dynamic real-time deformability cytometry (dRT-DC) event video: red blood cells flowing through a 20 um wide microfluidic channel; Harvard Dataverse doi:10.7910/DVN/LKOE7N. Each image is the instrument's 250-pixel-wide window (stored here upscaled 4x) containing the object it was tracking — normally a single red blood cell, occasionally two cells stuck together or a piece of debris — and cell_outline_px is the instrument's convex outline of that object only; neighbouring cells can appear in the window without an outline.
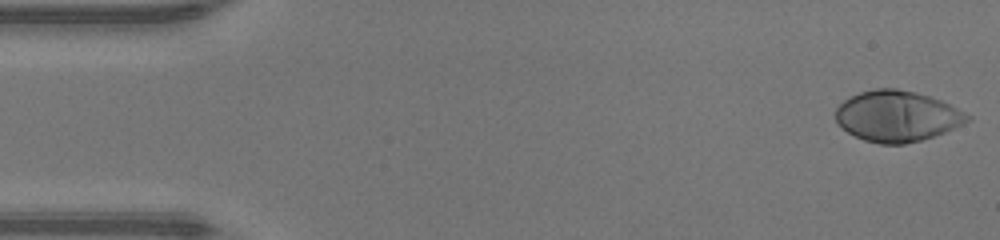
{"species": "human", "species_latin": "Homo sapiens", "temperature_condition": "warm", "stored_images_in_passage": 46, "camera_frame_rate_fps": 3000, "um_per_image_px": 0.085, "donor": {"sex": "male"}, "frame": {"image": 1, "passage_image": 1, "time_ms": 0.0, "image_size_px": [1000, 240], "cell_outline_px": [[972, 120], [944, 132], [920, 140], [904, 144], [880, 144], [864, 140], [848, 132], [836, 120], [836, 108], [844, 100], [860, 92], [876, 88], [896, 88], [916, 92], [940, 100], [972, 116]], "centroid_in_image_um": [76.26, 9.87], "position_along_channel_um": 8.7, "area_um2": 38.67}}
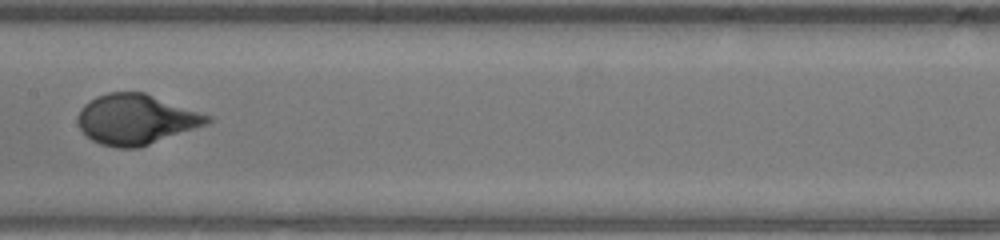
{"frame": {"image": 2, "passage_image": 23, "time_ms": 7.333, "image_size_px": [1000, 240], "cell_outline_px": [[212, 120], [208, 124], [140, 148], [120, 148], [100, 144], [92, 140], [80, 128], [76, 120], [80, 108], [84, 104], [96, 96], [108, 92], [144, 92], [212, 116]], "centroid_in_image_um": [11.56, 10.15], "position_along_channel_um": 195.8, "area_um2": 38.03}}
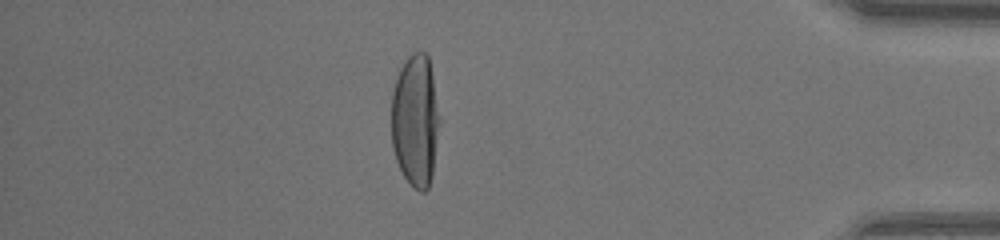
{"frame": {"image": 3, "passage_image": 40, "time_ms": 13.0, "image_size_px": [1000, 240], "cell_outline_px": [[440, 120], [432, 176], [428, 188], [424, 192], [420, 192], [404, 176], [396, 160], [392, 148], [392, 92], [396, 76], [400, 68], [408, 56], [412, 52], [424, 52], [428, 56], [432, 76]], "centroid_in_image_um": [35.3, 10.24], "position_along_channel_um": 399.9, "area_um2": 36.99}, "authors_computed_cell_mechanics": {"area_um2": 37.57, "velocity_mm_per_s": 4.397, "shape_relaxation_time_tau1_ms": 3.2878, "shape_relaxation_time_tau2_ms": null, "deformation_change_tau1": 0.2447, "deformation_change_tau2": null}}